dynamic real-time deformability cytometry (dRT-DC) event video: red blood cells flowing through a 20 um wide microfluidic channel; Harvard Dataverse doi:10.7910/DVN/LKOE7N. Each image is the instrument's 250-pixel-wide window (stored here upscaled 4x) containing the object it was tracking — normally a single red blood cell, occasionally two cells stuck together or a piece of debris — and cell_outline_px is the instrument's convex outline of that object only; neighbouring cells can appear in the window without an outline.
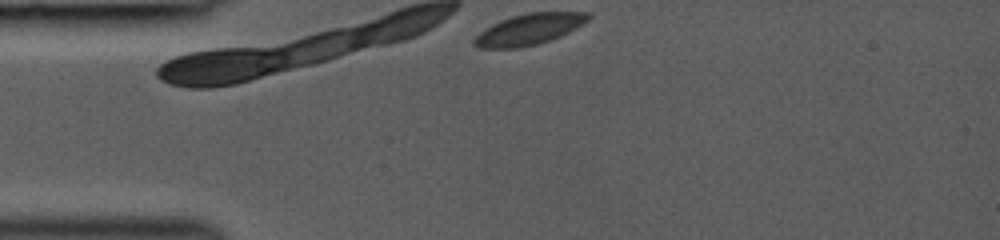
{"species": "common noctule bat (a hibernating species)", "species_latin": "Nyctalus noctula", "temperature_condition": "room temperature", "stored_images_in_passage": 5, "camera_frame_rate_fps": 3000, "um_per_image_px": 0.085, "animal": {"sex": "female", "body_mass_g": 19.0, "forearm_length_mm": 53.3}, "frame": {"image": 1, "passage_image": 1, "time_ms": 0.0, "image_size_px": [1000, 240], "cell_outline_px": [[592, 16], [588, 20], [576, 28], [560, 36], [536, 44], [520, 48], [476, 48], [472, 44], [472, 40], [484, 28], [500, 20], [512, 16], [528, 12], [588, 12]], "centroid_in_image_um": [44.93, 2.49], "position_along_channel_um": 40.1, "area_um2": 20.63}}